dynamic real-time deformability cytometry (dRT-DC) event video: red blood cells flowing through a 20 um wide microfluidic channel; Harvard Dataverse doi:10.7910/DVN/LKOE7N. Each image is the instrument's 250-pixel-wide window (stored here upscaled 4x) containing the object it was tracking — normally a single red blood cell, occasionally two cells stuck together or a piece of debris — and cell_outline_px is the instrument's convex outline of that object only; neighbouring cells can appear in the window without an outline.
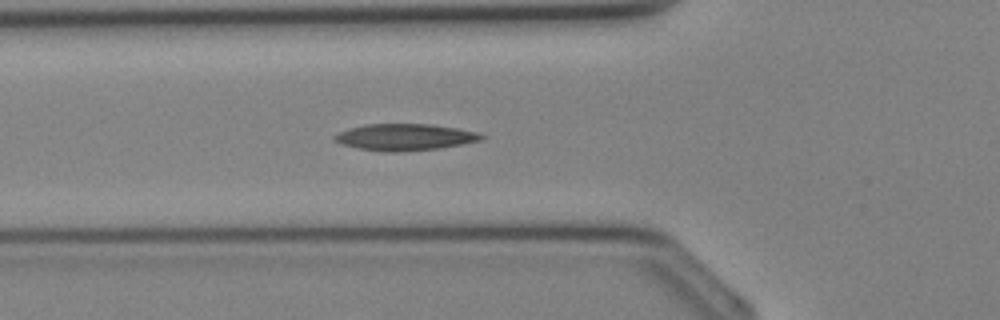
{"species": "Egyptian fruit bat (a non-hibernating species)", "species_latin": "Rousettus aegyptiacus", "temperature_condition": "cold", "stored_images_in_passage": 35, "camera_frame_rate_fps": 3000, "um_per_image_px": 0.085, "animal": {"sex": "female"}, "frame": {"image": 1, "passage_image": 12, "time_ms": 3.667, "image_size_px": [1000, 320], "cell_outline_px": [[488, 136], [480, 140], [460, 144], [436, 148], [396, 152], [388, 152], [360, 148], [344, 144], [332, 140], [332, 136], [348, 128], [364, 124], [432, 124], [480, 132]], "centroid_in_image_um": [34.42, 11.64], "position_along_channel_um": 91.4, "area_um2": 22.6}}
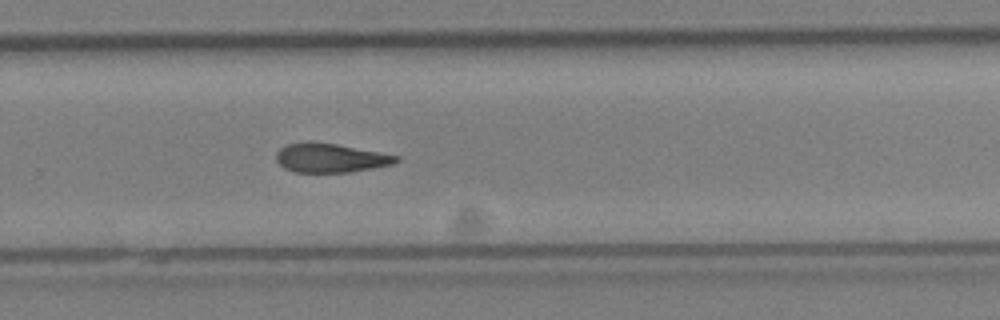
{"frame": {"image": 2, "passage_image": 23, "time_ms": 7.333, "image_size_px": [1000, 320], "cell_outline_px": [[400, 160], [392, 164], [348, 172], [296, 172], [284, 168], [276, 160], [276, 152], [280, 148], [288, 144], [308, 140], [336, 144], [400, 156]], "centroid_in_image_um": [28.05, 13.41], "position_along_channel_um": 301.8, "area_um2": 20.23}}
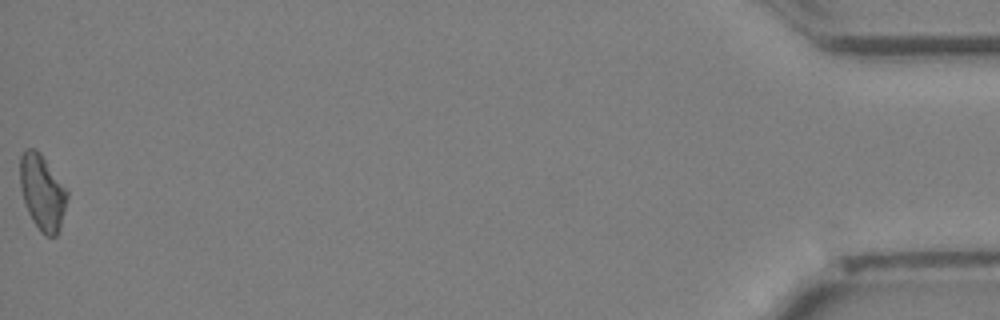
{"frame": {"image": 3, "passage_image": 35, "time_ms": 11.333, "image_size_px": [1000, 320], "cell_outline_px": [[68, 196], [60, 228], [56, 236], [44, 236], [40, 232], [32, 220], [24, 204], [20, 188], [20, 156], [24, 148], [36, 148], [40, 152], [68, 192]], "centroid_in_image_um": [3.57, 16.35], "position_along_channel_um": 431.6, "area_um2": 20.81}}